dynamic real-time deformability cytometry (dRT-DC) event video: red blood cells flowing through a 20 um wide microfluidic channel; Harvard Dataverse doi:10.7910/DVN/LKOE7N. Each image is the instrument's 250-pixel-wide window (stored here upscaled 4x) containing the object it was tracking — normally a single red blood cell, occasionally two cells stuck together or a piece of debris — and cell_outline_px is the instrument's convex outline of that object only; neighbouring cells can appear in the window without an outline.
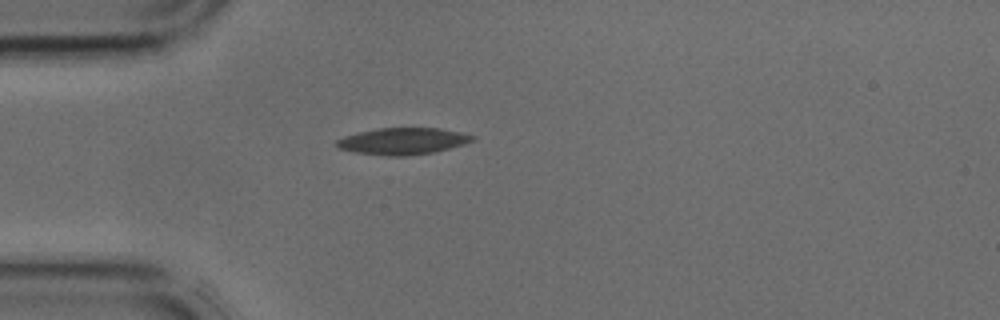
{"species": "common noctule bat (a hibernating species)", "species_latin": "Nyctalus noctula", "temperature_condition": "cold", "stored_images_in_passage": 29, "camera_frame_rate_fps": 3000, "um_per_image_px": 0.085, "animal": {"sex": "male", "body_mass_g": 17.9, "forearm_length_mm": 54.2}, "frame": {"image": 1, "passage_image": 1, "time_ms": 0.0, "image_size_px": [1000, 320], "cell_outline_px": [[476, 140], [464, 144], [432, 152], [404, 156], [388, 156], [352, 152], [336, 148], [336, 140], [344, 136], [360, 132], [380, 128], [440, 128], [460, 132], [476, 136]], "centroid_in_image_um": [34.22, 12.0], "position_along_channel_um": 50.8, "area_um2": 21.1}}